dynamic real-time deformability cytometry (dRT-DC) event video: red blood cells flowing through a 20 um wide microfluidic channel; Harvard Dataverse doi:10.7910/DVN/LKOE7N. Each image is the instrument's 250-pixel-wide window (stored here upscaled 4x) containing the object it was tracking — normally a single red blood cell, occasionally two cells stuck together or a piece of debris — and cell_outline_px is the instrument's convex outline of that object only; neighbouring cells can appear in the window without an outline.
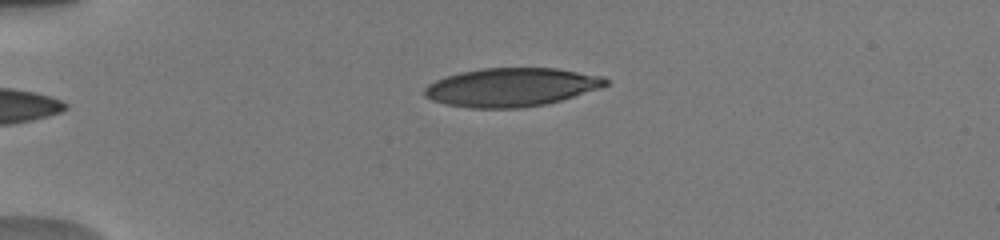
{"species": "human", "species_latin": "Homo sapiens", "temperature_condition": "warm", "stored_images_in_passage": 4, "camera_frame_rate_fps": 3000, "um_per_image_px": 0.085, "donor": {"sex": "male"}, "frame": {"image": 1, "passage_image": 1, "time_ms": 0.0, "image_size_px": [1000, 240], "cell_outline_px": [[608, 84], [600, 88], [560, 100], [544, 104], [520, 108], [472, 108], [444, 104], [432, 100], [424, 96], [424, 88], [428, 84], [436, 80], [460, 72], [480, 68], [556, 68], [604, 76], [608, 80]], "centroid_in_image_um": [43.45, 7.41], "position_along_channel_um": 41.6, "area_um2": 40.63}}
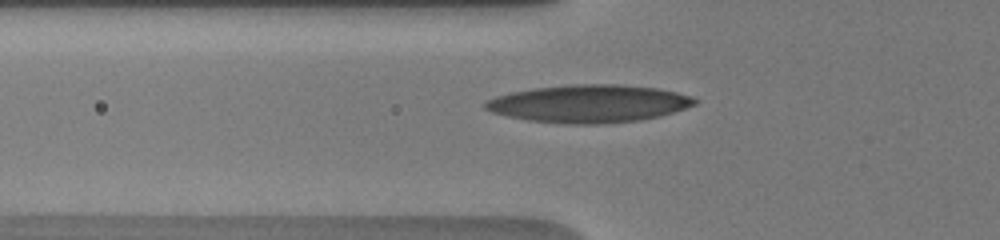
{"frame": {"image": 2, "passage_image": 3, "time_ms": 2.0, "image_size_px": [1000, 240], "cell_outline_px": [[696, 104], [660, 116], [640, 120], [600, 124], [564, 124], [528, 120], [508, 116], [492, 112], [484, 108], [484, 100], [496, 96], [512, 92], [536, 88], [576, 84], [624, 84], [656, 88], [676, 92], [692, 96], [696, 100]], "centroid_in_image_um": [50.05, 8.81], "position_along_channel_um": 75.8, "area_um2": 45.95}}
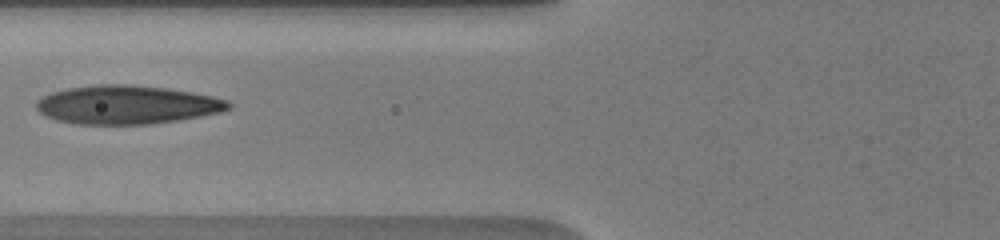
{"frame": {"image": 3, "passage_image": 4, "time_ms": 3.0, "image_size_px": [1000, 240], "cell_outline_px": [[232, 108], [220, 112], [200, 116], [152, 124], [80, 124], [60, 120], [48, 116], [40, 112], [36, 108], [36, 100], [52, 92], [68, 88], [96, 84], [128, 84], [164, 88], [192, 92], [212, 96], [228, 100], [232, 104]], "centroid_in_image_um": [10.81, 8.89], "position_along_channel_um": 115.0, "area_um2": 43.0}}